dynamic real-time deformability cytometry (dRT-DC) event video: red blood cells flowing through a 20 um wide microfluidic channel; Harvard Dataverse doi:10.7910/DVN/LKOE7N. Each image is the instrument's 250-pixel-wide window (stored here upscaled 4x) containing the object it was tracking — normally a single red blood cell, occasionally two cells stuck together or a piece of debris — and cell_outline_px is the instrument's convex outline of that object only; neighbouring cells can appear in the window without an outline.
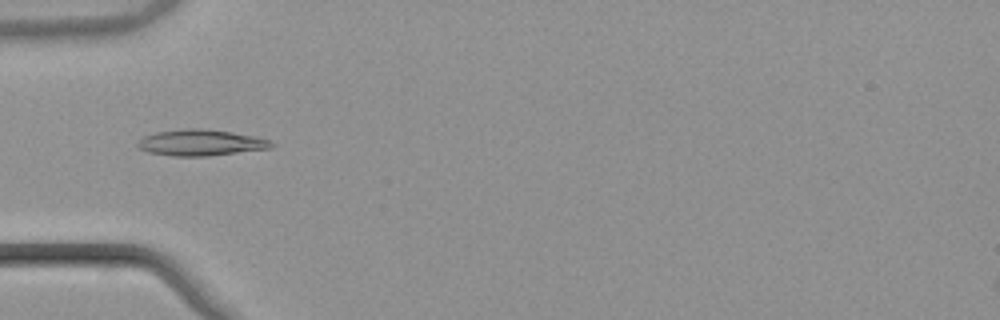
{"species": "common noctule bat (a hibernating species)", "species_latin": "Nyctalus noctula", "temperature_condition": "warm", "stored_images_in_passage": 50, "camera_frame_rate_fps": 3000, "um_per_image_px": 0.085, "animal": {"sex": "male", "body_mass_g": 21.5, "forearm_length_mm": 52.0}, "frame": {"image": 1, "passage_image": 15, "time_ms": 4.667, "image_size_px": [1000, 320], "cell_outline_px": [[276, 144], [272, 148], [208, 156], [172, 156], [148, 152], [140, 148], [136, 144], [144, 136], [156, 132], [184, 128], [204, 128], [232, 132], [256, 136], [268, 140]], "centroid_in_image_um": [17.09, 12.12], "position_along_channel_um": 67.9, "area_um2": 20.46}}
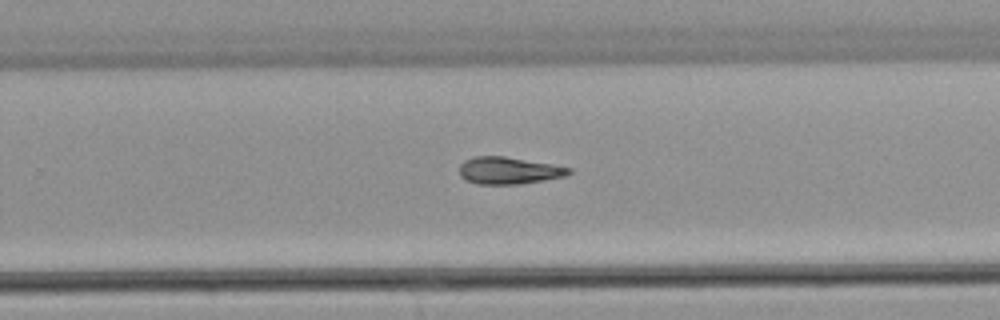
{"frame": {"image": 2, "passage_image": 32, "time_ms": 10.333, "image_size_px": [1000, 320], "cell_outline_px": [[572, 172], [568, 176], [520, 184], [476, 184], [460, 176], [460, 164], [464, 160], [476, 156], [504, 156], [552, 164], [572, 168]], "centroid_in_image_um": [43.27, 14.49], "position_along_channel_um": 286.5, "area_um2": 17.34}}
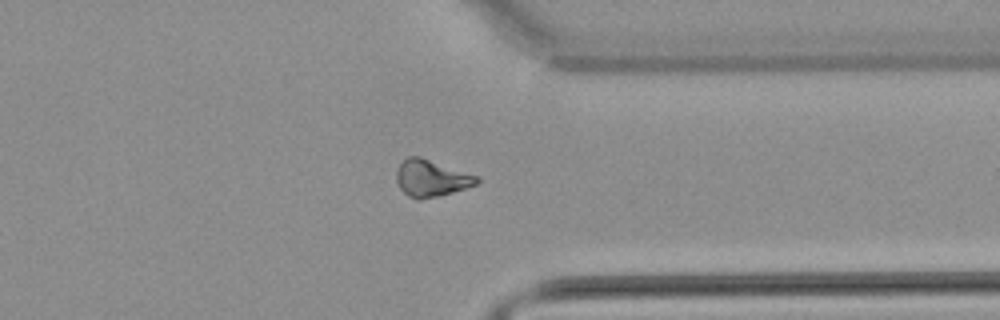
{"frame": {"image": 3, "passage_image": 39, "time_ms": 12.667, "image_size_px": [1000, 320], "cell_outline_px": [[480, 180], [476, 184], [440, 196], [420, 200], [416, 200], [408, 196], [400, 188], [396, 180], [396, 172], [400, 164], [408, 156], [420, 156], [480, 176]], "centroid_in_image_um": [36.66, 15.15], "position_along_channel_um": 374.7, "area_um2": 17.34}}